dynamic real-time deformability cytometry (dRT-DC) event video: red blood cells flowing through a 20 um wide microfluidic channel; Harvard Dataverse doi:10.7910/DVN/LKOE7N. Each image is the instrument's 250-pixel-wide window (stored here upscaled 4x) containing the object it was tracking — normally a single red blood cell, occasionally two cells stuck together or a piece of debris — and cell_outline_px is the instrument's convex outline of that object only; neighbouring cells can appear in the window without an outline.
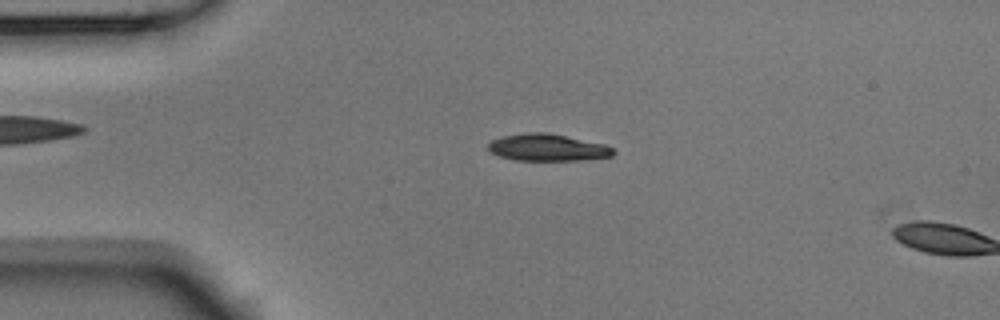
{"species": "Egyptian fruit bat (a non-hibernating species)", "species_latin": "Rousettus aegyptiacus", "temperature_condition": "room temperature", "stored_images_in_passage": 13, "camera_frame_rate_fps": 3000, "um_per_image_px": 0.085, "animal": {"sex": "male"}, "frame": {"image": 1, "passage_image": 11, "time_ms": 3.333, "image_size_px": [1000, 320], "cell_outline_px": [[616, 152], [612, 156], [580, 160], [516, 160], [500, 156], [488, 152], [488, 144], [492, 140], [500, 136], [528, 132], [548, 132], [604, 144], [612, 148]], "centroid_in_image_um": [46.51, 12.53], "position_along_channel_um": 38.5, "area_um2": 19.71}}